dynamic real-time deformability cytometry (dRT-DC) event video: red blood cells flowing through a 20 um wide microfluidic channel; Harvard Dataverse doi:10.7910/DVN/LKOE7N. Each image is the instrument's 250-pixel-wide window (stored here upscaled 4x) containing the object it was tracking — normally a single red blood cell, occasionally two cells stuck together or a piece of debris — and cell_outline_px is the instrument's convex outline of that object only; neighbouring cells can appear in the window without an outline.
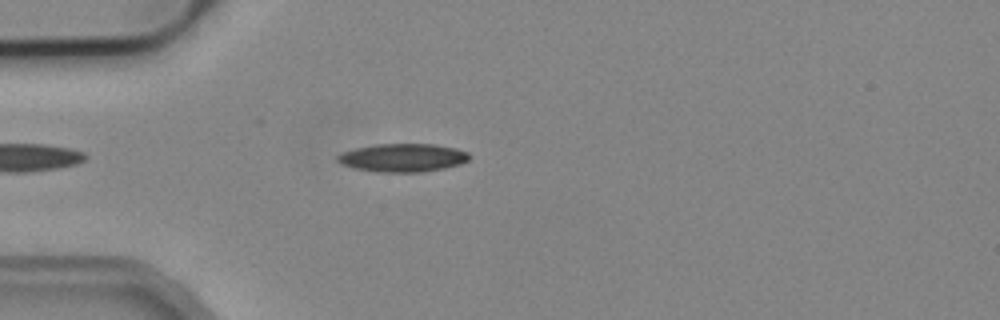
{"species": "common noctule bat (a hibernating species)", "species_latin": "Nyctalus noctula", "temperature_condition": "cold", "stored_images_in_passage": 1, "camera_frame_rate_fps": 3000, "um_per_image_px": 0.085, "animal": {"sex": "male", "body_mass_g": 19.2, "forearm_length_mm": 51.8}, "frame": {"image": 1, "passage_image": 1, "time_ms": 0.0, "image_size_px": [1000, 320], "cell_outline_px": [[468, 160], [460, 164], [444, 168], [420, 172], [380, 172], [356, 168], [344, 164], [336, 160], [336, 156], [344, 152], [356, 148], [376, 144], [436, 144], [456, 148], [468, 152]], "centroid_in_image_um": [34.26, 13.4], "position_along_channel_um": 50.7, "area_um2": 21.44}}